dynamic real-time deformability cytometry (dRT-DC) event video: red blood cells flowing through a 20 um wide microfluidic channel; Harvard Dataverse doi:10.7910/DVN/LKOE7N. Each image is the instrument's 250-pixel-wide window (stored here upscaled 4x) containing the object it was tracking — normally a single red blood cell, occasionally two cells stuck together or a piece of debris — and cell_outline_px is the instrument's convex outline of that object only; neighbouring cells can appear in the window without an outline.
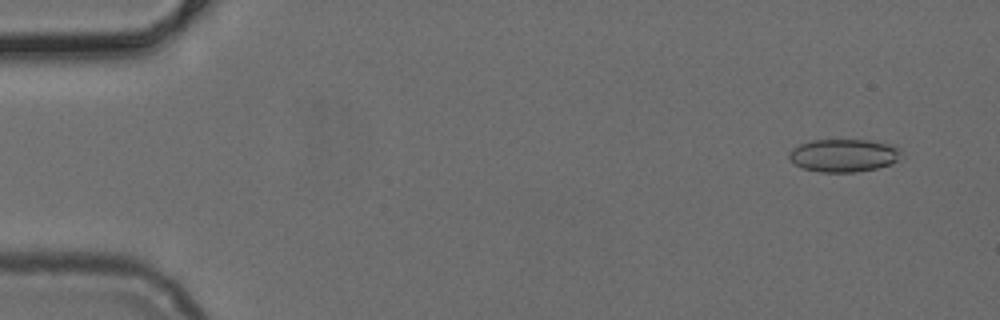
{"species": "common noctule bat (a hibernating species)", "species_latin": "Nyctalus noctula", "temperature_condition": "cold", "stored_images_in_passage": 51, "camera_frame_rate_fps": 3000, "um_per_image_px": 0.085, "animal": {"sex": "female", "body_mass_g": 24.6, "forearm_length_mm": 56.2}, "frame": {"image": 1, "passage_image": 4, "time_ms": 1.0, "image_size_px": [1000, 320], "cell_outline_px": [[904, 156], [892, 164], [876, 168], [856, 172], [820, 172], [804, 168], [788, 160], [788, 152], [792, 148], [800, 144], [812, 140], [872, 140], [896, 144], [900, 148]], "centroid_in_image_um": [71.78, 13.2], "position_along_channel_um": 13.2, "area_um2": 21.96}}
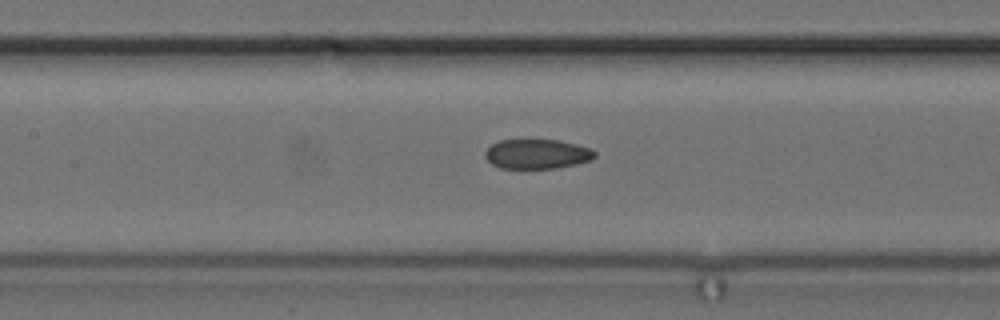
{"frame": {"image": 2, "passage_image": 24, "time_ms": 7.667, "image_size_px": [1000, 320], "cell_outline_px": [[596, 156], [592, 160], [576, 164], [556, 168], [500, 168], [492, 164], [484, 156], [484, 152], [492, 144], [500, 140], [560, 140], [592, 148], [596, 152]], "centroid_in_image_um": [45.68, 13.09], "position_along_channel_um": 161.7, "area_um2": 19.02}}
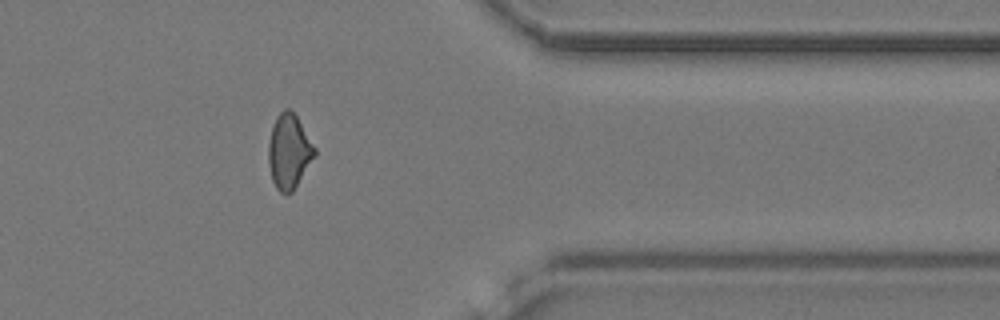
{"frame": {"image": 3, "passage_image": 42, "time_ms": 13.667, "image_size_px": [1000, 320], "cell_outline_px": [[316, 156], [292, 192], [288, 196], [280, 192], [276, 188], [272, 180], [268, 160], [268, 144], [272, 128], [276, 116], [284, 108], [288, 108], [296, 116], [316, 148]], "centroid_in_image_um": [24.57, 12.9], "position_along_channel_um": 386.8, "area_um2": 20.11}}